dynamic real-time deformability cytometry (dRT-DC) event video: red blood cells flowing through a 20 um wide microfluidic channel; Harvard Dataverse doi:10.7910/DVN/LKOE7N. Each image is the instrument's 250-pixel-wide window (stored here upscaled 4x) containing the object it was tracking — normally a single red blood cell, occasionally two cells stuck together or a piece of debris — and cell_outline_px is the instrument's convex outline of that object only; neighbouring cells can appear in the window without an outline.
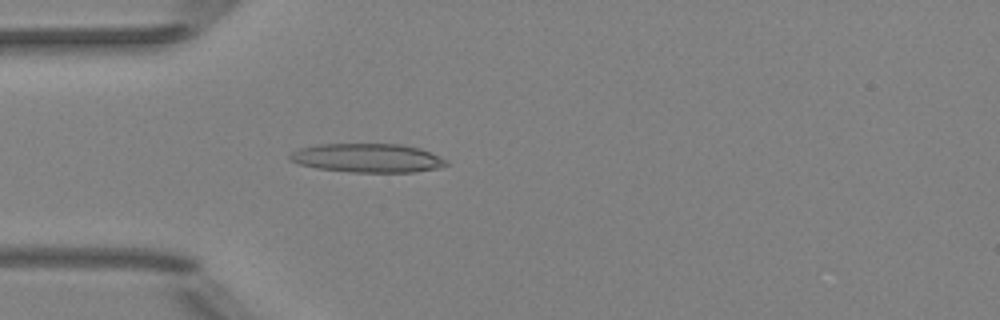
{"species": "Egyptian fruit bat (a non-hibernating species)", "species_latin": "Rousettus aegyptiacus", "temperature_condition": "room temperature", "stored_images_in_passage": 3, "camera_frame_rate_fps": 3000, "um_per_image_px": 0.085, "animal": {"sex": "female"}, "frame": {"image": 1, "passage_image": 3, "time_ms": 2.333, "image_size_px": [1000, 320], "cell_outline_px": [[448, 164], [440, 168], [416, 172], [352, 172], [316, 168], [300, 164], [288, 160], [288, 156], [292, 152], [300, 148], [316, 144], [400, 144], [420, 148], [440, 156]], "centroid_in_image_um": [31.23, 13.43], "position_along_channel_um": 53.8, "area_um2": 26.36}}